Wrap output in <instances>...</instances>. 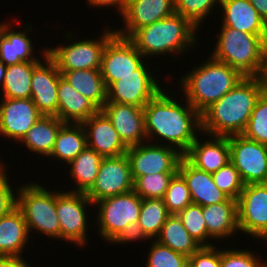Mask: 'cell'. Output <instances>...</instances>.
<instances>
[{
    "label": "cell",
    "mask_w": 267,
    "mask_h": 267,
    "mask_svg": "<svg viewBox=\"0 0 267 267\" xmlns=\"http://www.w3.org/2000/svg\"><path fill=\"white\" fill-rule=\"evenodd\" d=\"M165 88L143 107L147 142L172 146L184 155L202 132L201 114L179 91L178 100Z\"/></svg>",
    "instance_id": "1"
},
{
    "label": "cell",
    "mask_w": 267,
    "mask_h": 267,
    "mask_svg": "<svg viewBox=\"0 0 267 267\" xmlns=\"http://www.w3.org/2000/svg\"><path fill=\"white\" fill-rule=\"evenodd\" d=\"M265 90L261 77H244L201 113L202 133L212 136L242 134L258 98Z\"/></svg>",
    "instance_id": "2"
},
{
    "label": "cell",
    "mask_w": 267,
    "mask_h": 267,
    "mask_svg": "<svg viewBox=\"0 0 267 267\" xmlns=\"http://www.w3.org/2000/svg\"><path fill=\"white\" fill-rule=\"evenodd\" d=\"M199 31L188 19L175 12L137 29L128 39L146 59H153L154 56L168 57L191 52L190 49L194 50L193 46H197Z\"/></svg>",
    "instance_id": "3"
},
{
    "label": "cell",
    "mask_w": 267,
    "mask_h": 267,
    "mask_svg": "<svg viewBox=\"0 0 267 267\" xmlns=\"http://www.w3.org/2000/svg\"><path fill=\"white\" fill-rule=\"evenodd\" d=\"M179 77L182 96L201 114L212 103L232 90L244 76L210 55Z\"/></svg>",
    "instance_id": "4"
},
{
    "label": "cell",
    "mask_w": 267,
    "mask_h": 267,
    "mask_svg": "<svg viewBox=\"0 0 267 267\" xmlns=\"http://www.w3.org/2000/svg\"><path fill=\"white\" fill-rule=\"evenodd\" d=\"M221 30V31H220ZM210 56L237 69L244 77H261L265 66V35L221 26Z\"/></svg>",
    "instance_id": "5"
},
{
    "label": "cell",
    "mask_w": 267,
    "mask_h": 267,
    "mask_svg": "<svg viewBox=\"0 0 267 267\" xmlns=\"http://www.w3.org/2000/svg\"><path fill=\"white\" fill-rule=\"evenodd\" d=\"M41 184L38 181L27 184L21 182L17 192V208L25 219L30 238L33 237L32 233H41L47 238L60 240V224L56 211V187L49 189Z\"/></svg>",
    "instance_id": "6"
},
{
    "label": "cell",
    "mask_w": 267,
    "mask_h": 267,
    "mask_svg": "<svg viewBox=\"0 0 267 267\" xmlns=\"http://www.w3.org/2000/svg\"><path fill=\"white\" fill-rule=\"evenodd\" d=\"M73 30L67 31L64 39L70 41L56 47H47L48 55L56 62L59 71H73L79 69H101L102 53L106 43L116 34L115 29L108 25L103 27V34L99 38H87L80 40L77 35L72 33ZM76 38V39H75ZM75 39L76 41H74ZM73 40V42H71Z\"/></svg>",
    "instance_id": "7"
},
{
    "label": "cell",
    "mask_w": 267,
    "mask_h": 267,
    "mask_svg": "<svg viewBox=\"0 0 267 267\" xmlns=\"http://www.w3.org/2000/svg\"><path fill=\"white\" fill-rule=\"evenodd\" d=\"M147 61L150 59H146L128 38L115 34L102 53L100 70L106 88L127 75H156L151 70L154 66H149L151 63Z\"/></svg>",
    "instance_id": "8"
},
{
    "label": "cell",
    "mask_w": 267,
    "mask_h": 267,
    "mask_svg": "<svg viewBox=\"0 0 267 267\" xmlns=\"http://www.w3.org/2000/svg\"><path fill=\"white\" fill-rule=\"evenodd\" d=\"M141 204L142 198L133 190L93 203L94 225L103 241L111 244L129 223L138 221Z\"/></svg>",
    "instance_id": "9"
},
{
    "label": "cell",
    "mask_w": 267,
    "mask_h": 267,
    "mask_svg": "<svg viewBox=\"0 0 267 267\" xmlns=\"http://www.w3.org/2000/svg\"><path fill=\"white\" fill-rule=\"evenodd\" d=\"M92 205V206H91ZM94 207L86 193L56 189V211L60 224V240L71 246L86 248L91 219L87 210ZM89 223V224H88ZM88 234V235H87Z\"/></svg>",
    "instance_id": "10"
},
{
    "label": "cell",
    "mask_w": 267,
    "mask_h": 267,
    "mask_svg": "<svg viewBox=\"0 0 267 267\" xmlns=\"http://www.w3.org/2000/svg\"><path fill=\"white\" fill-rule=\"evenodd\" d=\"M133 181L140 176L157 173H177L184 155L168 145L143 142L128 147L126 152Z\"/></svg>",
    "instance_id": "11"
},
{
    "label": "cell",
    "mask_w": 267,
    "mask_h": 267,
    "mask_svg": "<svg viewBox=\"0 0 267 267\" xmlns=\"http://www.w3.org/2000/svg\"><path fill=\"white\" fill-rule=\"evenodd\" d=\"M230 162L244 185L267 183V146L242 134L228 136Z\"/></svg>",
    "instance_id": "12"
},
{
    "label": "cell",
    "mask_w": 267,
    "mask_h": 267,
    "mask_svg": "<svg viewBox=\"0 0 267 267\" xmlns=\"http://www.w3.org/2000/svg\"><path fill=\"white\" fill-rule=\"evenodd\" d=\"M237 201L240 233L261 241L267 235V183L244 185Z\"/></svg>",
    "instance_id": "13"
},
{
    "label": "cell",
    "mask_w": 267,
    "mask_h": 267,
    "mask_svg": "<svg viewBox=\"0 0 267 267\" xmlns=\"http://www.w3.org/2000/svg\"><path fill=\"white\" fill-rule=\"evenodd\" d=\"M133 190V179L126 153L103 157L95 183L86 192L92 203Z\"/></svg>",
    "instance_id": "14"
},
{
    "label": "cell",
    "mask_w": 267,
    "mask_h": 267,
    "mask_svg": "<svg viewBox=\"0 0 267 267\" xmlns=\"http://www.w3.org/2000/svg\"><path fill=\"white\" fill-rule=\"evenodd\" d=\"M0 22V61L6 66H11L19 64L21 62L29 61H41L45 57L47 52V47L44 46L42 50H37L35 53V47L32 44L34 40L28 36V34H33L31 23L24 25L22 31L14 30V25L16 26L18 19L14 21L13 25L9 22ZM42 55V57H41ZM40 58V59H39Z\"/></svg>",
    "instance_id": "15"
},
{
    "label": "cell",
    "mask_w": 267,
    "mask_h": 267,
    "mask_svg": "<svg viewBox=\"0 0 267 267\" xmlns=\"http://www.w3.org/2000/svg\"><path fill=\"white\" fill-rule=\"evenodd\" d=\"M1 99L0 137L18 143L43 115L31 98Z\"/></svg>",
    "instance_id": "16"
},
{
    "label": "cell",
    "mask_w": 267,
    "mask_h": 267,
    "mask_svg": "<svg viewBox=\"0 0 267 267\" xmlns=\"http://www.w3.org/2000/svg\"><path fill=\"white\" fill-rule=\"evenodd\" d=\"M60 76L56 62L48 54L33 69L31 99L42 115L57 116Z\"/></svg>",
    "instance_id": "17"
},
{
    "label": "cell",
    "mask_w": 267,
    "mask_h": 267,
    "mask_svg": "<svg viewBox=\"0 0 267 267\" xmlns=\"http://www.w3.org/2000/svg\"><path fill=\"white\" fill-rule=\"evenodd\" d=\"M157 75H127L107 88V102L143 108L163 87ZM159 82V83H158ZM161 85V86H160Z\"/></svg>",
    "instance_id": "18"
},
{
    "label": "cell",
    "mask_w": 267,
    "mask_h": 267,
    "mask_svg": "<svg viewBox=\"0 0 267 267\" xmlns=\"http://www.w3.org/2000/svg\"><path fill=\"white\" fill-rule=\"evenodd\" d=\"M175 13L174 0H126L120 16L123 27L115 29L120 37L129 38L137 29L157 22Z\"/></svg>",
    "instance_id": "19"
},
{
    "label": "cell",
    "mask_w": 267,
    "mask_h": 267,
    "mask_svg": "<svg viewBox=\"0 0 267 267\" xmlns=\"http://www.w3.org/2000/svg\"><path fill=\"white\" fill-rule=\"evenodd\" d=\"M101 111L111 121L127 147L147 141L143 108L130 104L106 102Z\"/></svg>",
    "instance_id": "20"
},
{
    "label": "cell",
    "mask_w": 267,
    "mask_h": 267,
    "mask_svg": "<svg viewBox=\"0 0 267 267\" xmlns=\"http://www.w3.org/2000/svg\"><path fill=\"white\" fill-rule=\"evenodd\" d=\"M184 157L197 169L215 173L231 160L228 136L203 135L201 132Z\"/></svg>",
    "instance_id": "21"
},
{
    "label": "cell",
    "mask_w": 267,
    "mask_h": 267,
    "mask_svg": "<svg viewBox=\"0 0 267 267\" xmlns=\"http://www.w3.org/2000/svg\"><path fill=\"white\" fill-rule=\"evenodd\" d=\"M81 124L86 133L87 147L102 157H116L127 152L128 147L101 110Z\"/></svg>",
    "instance_id": "22"
},
{
    "label": "cell",
    "mask_w": 267,
    "mask_h": 267,
    "mask_svg": "<svg viewBox=\"0 0 267 267\" xmlns=\"http://www.w3.org/2000/svg\"><path fill=\"white\" fill-rule=\"evenodd\" d=\"M203 218L208 231V246L214 241L229 240L231 236H238V201L229 198L225 202L202 207ZM227 238V239H226ZM210 241V242H209ZM214 242V243H213Z\"/></svg>",
    "instance_id": "23"
},
{
    "label": "cell",
    "mask_w": 267,
    "mask_h": 267,
    "mask_svg": "<svg viewBox=\"0 0 267 267\" xmlns=\"http://www.w3.org/2000/svg\"><path fill=\"white\" fill-rule=\"evenodd\" d=\"M178 172L187 183L193 204L203 207L225 202L230 198L216 186L211 173L197 169L185 157L179 163Z\"/></svg>",
    "instance_id": "24"
},
{
    "label": "cell",
    "mask_w": 267,
    "mask_h": 267,
    "mask_svg": "<svg viewBox=\"0 0 267 267\" xmlns=\"http://www.w3.org/2000/svg\"><path fill=\"white\" fill-rule=\"evenodd\" d=\"M221 7V8H220ZM221 25L254 35H265L266 22L260 17L249 0L220 2Z\"/></svg>",
    "instance_id": "25"
},
{
    "label": "cell",
    "mask_w": 267,
    "mask_h": 267,
    "mask_svg": "<svg viewBox=\"0 0 267 267\" xmlns=\"http://www.w3.org/2000/svg\"><path fill=\"white\" fill-rule=\"evenodd\" d=\"M57 117L64 123H82L99 109L77 92L62 76L58 82Z\"/></svg>",
    "instance_id": "26"
},
{
    "label": "cell",
    "mask_w": 267,
    "mask_h": 267,
    "mask_svg": "<svg viewBox=\"0 0 267 267\" xmlns=\"http://www.w3.org/2000/svg\"><path fill=\"white\" fill-rule=\"evenodd\" d=\"M29 237L27 224L17 207L0 218V256L22 257L23 251L32 243Z\"/></svg>",
    "instance_id": "27"
},
{
    "label": "cell",
    "mask_w": 267,
    "mask_h": 267,
    "mask_svg": "<svg viewBox=\"0 0 267 267\" xmlns=\"http://www.w3.org/2000/svg\"><path fill=\"white\" fill-rule=\"evenodd\" d=\"M63 124L57 116L43 115L17 144L21 142L31 153L34 152L37 156L39 154L42 160L48 159Z\"/></svg>",
    "instance_id": "28"
},
{
    "label": "cell",
    "mask_w": 267,
    "mask_h": 267,
    "mask_svg": "<svg viewBox=\"0 0 267 267\" xmlns=\"http://www.w3.org/2000/svg\"><path fill=\"white\" fill-rule=\"evenodd\" d=\"M59 72L77 92L90 100L99 110L102 109L107 102V88L100 69Z\"/></svg>",
    "instance_id": "29"
},
{
    "label": "cell",
    "mask_w": 267,
    "mask_h": 267,
    "mask_svg": "<svg viewBox=\"0 0 267 267\" xmlns=\"http://www.w3.org/2000/svg\"><path fill=\"white\" fill-rule=\"evenodd\" d=\"M87 147L86 133L81 123H64L60 130L53 150L47 160L56 164H68L74 160ZM53 157V158H52ZM60 161V162H59Z\"/></svg>",
    "instance_id": "30"
},
{
    "label": "cell",
    "mask_w": 267,
    "mask_h": 267,
    "mask_svg": "<svg viewBox=\"0 0 267 267\" xmlns=\"http://www.w3.org/2000/svg\"><path fill=\"white\" fill-rule=\"evenodd\" d=\"M103 157L94 150L86 147L74 160L70 161L65 167L68 169L69 178L75 185L71 192L86 193L95 183Z\"/></svg>",
    "instance_id": "31"
},
{
    "label": "cell",
    "mask_w": 267,
    "mask_h": 267,
    "mask_svg": "<svg viewBox=\"0 0 267 267\" xmlns=\"http://www.w3.org/2000/svg\"><path fill=\"white\" fill-rule=\"evenodd\" d=\"M161 245L170 247L173 251L190 257L201 245L187 232L179 216L171 214L155 239Z\"/></svg>",
    "instance_id": "32"
},
{
    "label": "cell",
    "mask_w": 267,
    "mask_h": 267,
    "mask_svg": "<svg viewBox=\"0 0 267 267\" xmlns=\"http://www.w3.org/2000/svg\"><path fill=\"white\" fill-rule=\"evenodd\" d=\"M40 61L21 62L6 67L0 89L2 98H31V79L34 67ZM2 91V92H1Z\"/></svg>",
    "instance_id": "33"
},
{
    "label": "cell",
    "mask_w": 267,
    "mask_h": 267,
    "mask_svg": "<svg viewBox=\"0 0 267 267\" xmlns=\"http://www.w3.org/2000/svg\"><path fill=\"white\" fill-rule=\"evenodd\" d=\"M170 215L163 198L142 199L138 224L151 240H155Z\"/></svg>",
    "instance_id": "34"
},
{
    "label": "cell",
    "mask_w": 267,
    "mask_h": 267,
    "mask_svg": "<svg viewBox=\"0 0 267 267\" xmlns=\"http://www.w3.org/2000/svg\"><path fill=\"white\" fill-rule=\"evenodd\" d=\"M175 12L188 19L199 30L208 15L220 4L219 0H174ZM211 13V14H210ZM202 25V26H201Z\"/></svg>",
    "instance_id": "35"
},
{
    "label": "cell",
    "mask_w": 267,
    "mask_h": 267,
    "mask_svg": "<svg viewBox=\"0 0 267 267\" xmlns=\"http://www.w3.org/2000/svg\"><path fill=\"white\" fill-rule=\"evenodd\" d=\"M175 174L157 173L137 177L133 181V191L142 199L164 198Z\"/></svg>",
    "instance_id": "36"
},
{
    "label": "cell",
    "mask_w": 267,
    "mask_h": 267,
    "mask_svg": "<svg viewBox=\"0 0 267 267\" xmlns=\"http://www.w3.org/2000/svg\"><path fill=\"white\" fill-rule=\"evenodd\" d=\"M242 135L267 146V90L258 98Z\"/></svg>",
    "instance_id": "37"
},
{
    "label": "cell",
    "mask_w": 267,
    "mask_h": 267,
    "mask_svg": "<svg viewBox=\"0 0 267 267\" xmlns=\"http://www.w3.org/2000/svg\"><path fill=\"white\" fill-rule=\"evenodd\" d=\"M163 199L170 214L177 215L192 204L187 183L179 172L171 179Z\"/></svg>",
    "instance_id": "38"
},
{
    "label": "cell",
    "mask_w": 267,
    "mask_h": 267,
    "mask_svg": "<svg viewBox=\"0 0 267 267\" xmlns=\"http://www.w3.org/2000/svg\"><path fill=\"white\" fill-rule=\"evenodd\" d=\"M262 252L255 253L251 249L220 248L221 267H267V259L261 257ZM259 255V256H258ZM266 260V261H265Z\"/></svg>",
    "instance_id": "39"
},
{
    "label": "cell",
    "mask_w": 267,
    "mask_h": 267,
    "mask_svg": "<svg viewBox=\"0 0 267 267\" xmlns=\"http://www.w3.org/2000/svg\"><path fill=\"white\" fill-rule=\"evenodd\" d=\"M177 215L187 232L201 246H208V231L203 218L202 206L192 203Z\"/></svg>",
    "instance_id": "40"
},
{
    "label": "cell",
    "mask_w": 267,
    "mask_h": 267,
    "mask_svg": "<svg viewBox=\"0 0 267 267\" xmlns=\"http://www.w3.org/2000/svg\"><path fill=\"white\" fill-rule=\"evenodd\" d=\"M144 267H183L188 257L173 251L170 247L151 240Z\"/></svg>",
    "instance_id": "41"
},
{
    "label": "cell",
    "mask_w": 267,
    "mask_h": 267,
    "mask_svg": "<svg viewBox=\"0 0 267 267\" xmlns=\"http://www.w3.org/2000/svg\"><path fill=\"white\" fill-rule=\"evenodd\" d=\"M212 177L216 186L232 199H239L241 191L244 188V183L235 166L229 162L221 167Z\"/></svg>",
    "instance_id": "42"
},
{
    "label": "cell",
    "mask_w": 267,
    "mask_h": 267,
    "mask_svg": "<svg viewBox=\"0 0 267 267\" xmlns=\"http://www.w3.org/2000/svg\"><path fill=\"white\" fill-rule=\"evenodd\" d=\"M6 169H8V165L2 163L0 166V218L17 207V192L19 187L12 185L10 176H8L9 171L7 173Z\"/></svg>",
    "instance_id": "43"
},
{
    "label": "cell",
    "mask_w": 267,
    "mask_h": 267,
    "mask_svg": "<svg viewBox=\"0 0 267 267\" xmlns=\"http://www.w3.org/2000/svg\"><path fill=\"white\" fill-rule=\"evenodd\" d=\"M219 245L201 246L188 260L193 267H221Z\"/></svg>",
    "instance_id": "44"
},
{
    "label": "cell",
    "mask_w": 267,
    "mask_h": 267,
    "mask_svg": "<svg viewBox=\"0 0 267 267\" xmlns=\"http://www.w3.org/2000/svg\"><path fill=\"white\" fill-rule=\"evenodd\" d=\"M143 239L144 242H151V239L145 234L141 226L138 224V221H136L133 223H129L120 233V235H118V237L111 243V246L112 244L125 245L126 243L128 245V243L130 244L132 242L133 244H135V241H142L141 243H143Z\"/></svg>",
    "instance_id": "45"
},
{
    "label": "cell",
    "mask_w": 267,
    "mask_h": 267,
    "mask_svg": "<svg viewBox=\"0 0 267 267\" xmlns=\"http://www.w3.org/2000/svg\"><path fill=\"white\" fill-rule=\"evenodd\" d=\"M89 7H96L97 9L114 7L116 13H118L119 18L124 13L126 8V0H85ZM118 10V12H117Z\"/></svg>",
    "instance_id": "46"
},
{
    "label": "cell",
    "mask_w": 267,
    "mask_h": 267,
    "mask_svg": "<svg viewBox=\"0 0 267 267\" xmlns=\"http://www.w3.org/2000/svg\"><path fill=\"white\" fill-rule=\"evenodd\" d=\"M23 257L0 256V267H32Z\"/></svg>",
    "instance_id": "47"
},
{
    "label": "cell",
    "mask_w": 267,
    "mask_h": 267,
    "mask_svg": "<svg viewBox=\"0 0 267 267\" xmlns=\"http://www.w3.org/2000/svg\"><path fill=\"white\" fill-rule=\"evenodd\" d=\"M260 17L267 24V0H249Z\"/></svg>",
    "instance_id": "48"
},
{
    "label": "cell",
    "mask_w": 267,
    "mask_h": 267,
    "mask_svg": "<svg viewBox=\"0 0 267 267\" xmlns=\"http://www.w3.org/2000/svg\"><path fill=\"white\" fill-rule=\"evenodd\" d=\"M261 78L267 90V53H265V66Z\"/></svg>",
    "instance_id": "49"
},
{
    "label": "cell",
    "mask_w": 267,
    "mask_h": 267,
    "mask_svg": "<svg viewBox=\"0 0 267 267\" xmlns=\"http://www.w3.org/2000/svg\"><path fill=\"white\" fill-rule=\"evenodd\" d=\"M6 67L7 66L3 62L0 61V89H1L3 81H4Z\"/></svg>",
    "instance_id": "50"
},
{
    "label": "cell",
    "mask_w": 267,
    "mask_h": 267,
    "mask_svg": "<svg viewBox=\"0 0 267 267\" xmlns=\"http://www.w3.org/2000/svg\"><path fill=\"white\" fill-rule=\"evenodd\" d=\"M264 52L267 53V24H266V33L264 37Z\"/></svg>",
    "instance_id": "51"
},
{
    "label": "cell",
    "mask_w": 267,
    "mask_h": 267,
    "mask_svg": "<svg viewBox=\"0 0 267 267\" xmlns=\"http://www.w3.org/2000/svg\"><path fill=\"white\" fill-rule=\"evenodd\" d=\"M183 267H193L190 261L188 260Z\"/></svg>",
    "instance_id": "52"
},
{
    "label": "cell",
    "mask_w": 267,
    "mask_h": 267,
    "mask_svg": "<svg viewBox=\"0 0 267 267\" xmlns=\"http://www.w3.org/2000/svg\"><path fill=\"white\" fill-rule=\"evenodd\" d=\"M264 242H259L260 244L265 243L267 245V235L262 239ZM267 247V246H266Z\"/></svg>",
    "instance_id": "53"
},
{
    "label": "cell",
    "mask_w": 267,
    "mask_h": 267,
    "mask_svg": "<svg viewBox=\"0 0 267 267\" xmlns=\"http://www.w3.org/2000/svg\"><path fill=\"white\" fill-rule=\"evenodd\" d=\"M220 2H224V1H231V0H219Z\"/></svg>",
    "instance_id": "54"
}]
</instances>
